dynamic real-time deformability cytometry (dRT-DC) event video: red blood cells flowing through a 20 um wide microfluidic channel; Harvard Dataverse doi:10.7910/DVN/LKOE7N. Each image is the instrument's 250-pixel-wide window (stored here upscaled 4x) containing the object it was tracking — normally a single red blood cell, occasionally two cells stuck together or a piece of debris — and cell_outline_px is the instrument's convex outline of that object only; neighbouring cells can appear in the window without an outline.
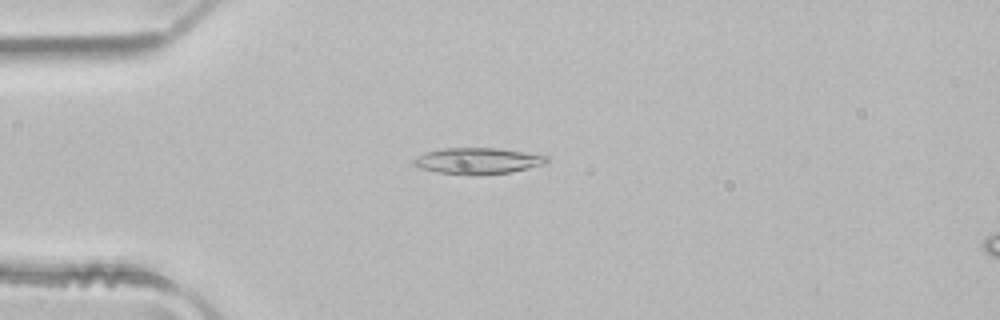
{"species": "common noctule bat (a hibernating species)", "species_latin": "Nyctalus noctula", "temperature_condition": "room temperature", "stored_images_in_passage": 3, "camera_frame_rate_fps": 3000, "um_per_image_px": 0.085, "animal": {"sex": "male", "body_mass_g": 21.5, "forearm_length_mm": 52.0}, "frame": {"image": 1, "passage_image": 2, "time_ms": 0.333, "image_size_px": [1000, 320], "cell_outline_px": [[548, 160], [544, 164], [512, 172], [476, 176], [468, 176], [436, 172], [420, 168], [412, 164], [412, 160], [416, 156], [424, 152], [440, 148], [500, 148], [548, 156]], "centroid_in_image_um": [40.55, 13.68], "position_along_channel_um": 44.5, "area_um2": 20.75}}